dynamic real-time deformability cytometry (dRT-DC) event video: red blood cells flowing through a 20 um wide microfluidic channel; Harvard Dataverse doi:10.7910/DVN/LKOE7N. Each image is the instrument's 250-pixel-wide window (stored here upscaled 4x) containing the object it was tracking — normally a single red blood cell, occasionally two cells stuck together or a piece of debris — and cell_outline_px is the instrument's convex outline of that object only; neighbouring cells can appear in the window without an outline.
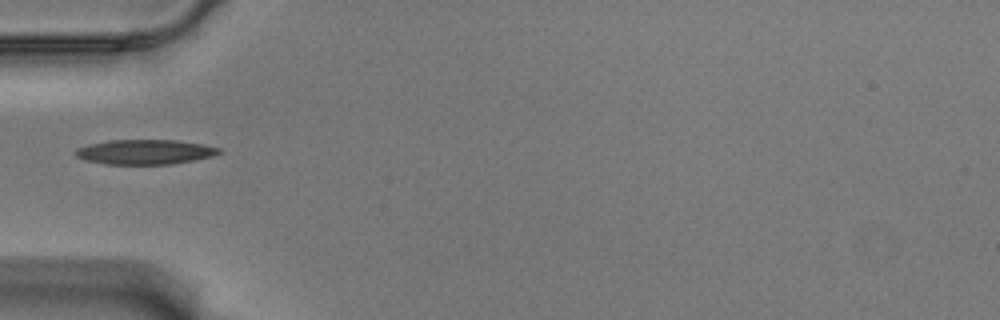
{"species": "Egyptian fruit bat (a non-hibernating species)", "species_latin": "Rousettus aegyptiacus", "temperature_condition": "warm", "stored_images_in_passage": 39, "camera_frame_rate_fps": 3000, "um_per_image_px": 0.085, "animal": {"sex": "male"}, "frame": {"image": 1, "passage_image": 1, "time_ms": 0.0, "image_size_px": [1000, 320], "cell_outline_px": [[220, 152], [212, 156], [172, 164], [104, 164], [84, 160], [76, 156], [72, 152], [76, 148], [88, 144], [108, 140], [176, 140], [200, 144], [220, 148]], "centroid_in_image_um": [12.23, 12.91], "position_along_channel_um": 72.8, "area_um2": 20.69}}
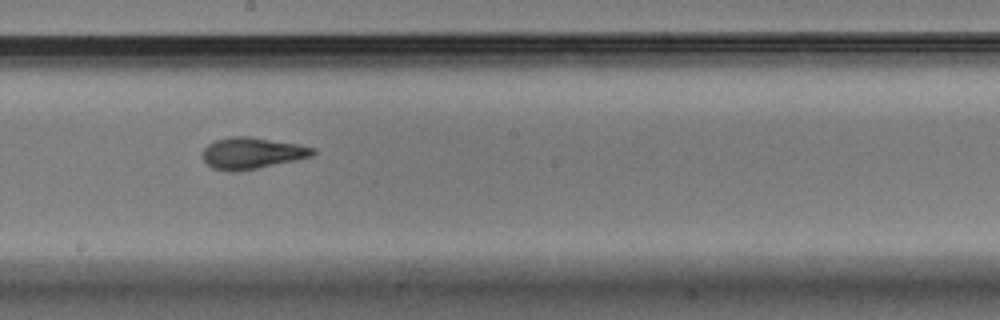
{"frame": {"image": 2, "passage_image": 14, "time_ms": 4.333, "image_size_px": [1000, 320], "cell_outline_px": [[316, 152], [312, 156], [296, 160], [236, 172], [232, 172], [212, 168], [204, 160], [204, 148], [208, 144], [216, 140], [232, 136], [248, 136], [300, 144], [316, 148]], "centroid_in_image_um": [21.45, 13.01], "position_along_channel_um": 226.8, "area_um2": 20.11}}
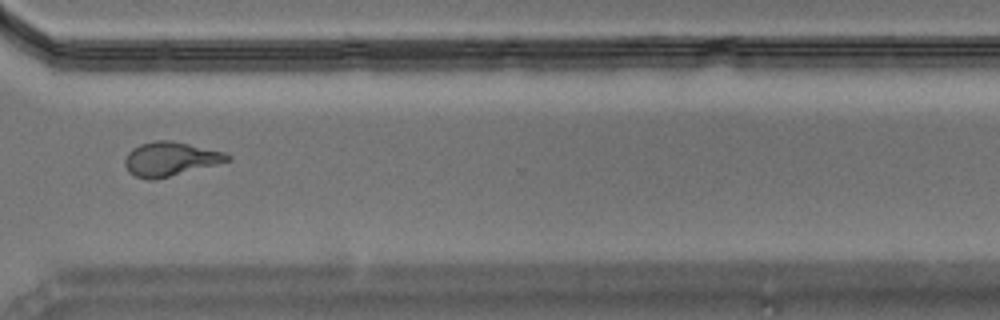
{"frame": {"image": 3, "passage_image": 25, "time_ms": 8.0, "image_size_px": [1000, 320], "cell_outline_px": [[232, 160], [152, 180], [136, 176], [128, 172], [124, 164], [124, 160], [128, 152], [132, 148], [140, 144], [152, 140], [168, 140], [188, 144], [224, 152], [232, 156]], "centroid_in_image_um": [14.44, 13.5], "position_along_channel_um": 356.2, "area_um2": 20.06}}